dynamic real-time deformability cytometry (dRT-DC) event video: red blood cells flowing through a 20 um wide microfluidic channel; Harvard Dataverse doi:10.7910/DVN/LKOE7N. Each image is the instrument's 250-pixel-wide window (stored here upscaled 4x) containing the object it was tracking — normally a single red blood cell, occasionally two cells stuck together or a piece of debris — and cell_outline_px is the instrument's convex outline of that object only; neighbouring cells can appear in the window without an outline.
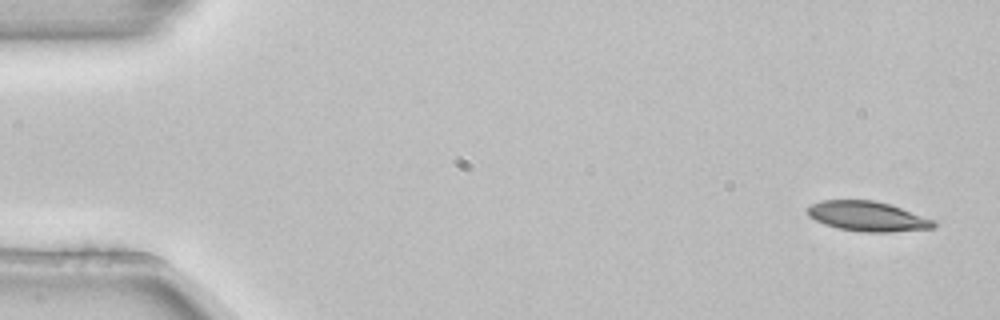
{"species": "common noctule bat (a hibernating species)", "species_latin": "Nyctalus noctula", "temperature_condition": "room temperature", "stored_images_in_passage": 4, "camera_frame_rate_fps": 3000, "um_per_image_px": 0.085, "animal": {"sex": "female", "body_mass_g": 22.7, "forearm_length_mm": 54.2}, "frame": {"image": 1, "passage_image": 1, "time_ms": 0.0, "image_size_px": [1000, 320], "cell_outline_px": [[940, 220], [932, 228], [892, 232], [864, 232], [836, 228], [824, 224], [808, 216], [808, 208], [812, 204], [820, 200], [872, 200], [888, 204]], "centroid_in_image_um": [73.8, 18.39], "position_along_channel_um": 11.2, "area_um2": 22.14}}
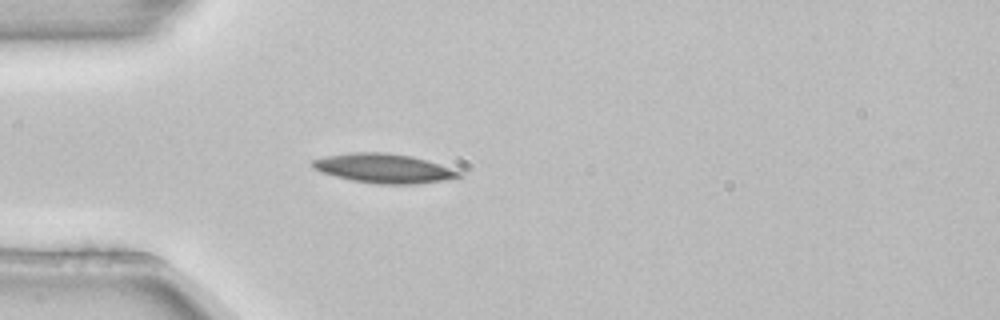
{"frame": {"image": 2, "passage_image": 4, "time_ms": 1.0, "image_size_px": [1000, 320], "cell_outline_px": [[464, 176], [444, 180], [416, 184], [380, 184], [352, 180], [320, 172], [312, 168], [312, 160], [324, 156], [352, 152], [384, 152], [412, 156], [464, 172]], "centroid_in_image_um": [32.62, 14.31], "position_along_channel_um": 52.4, "area_um2": 24.97}}